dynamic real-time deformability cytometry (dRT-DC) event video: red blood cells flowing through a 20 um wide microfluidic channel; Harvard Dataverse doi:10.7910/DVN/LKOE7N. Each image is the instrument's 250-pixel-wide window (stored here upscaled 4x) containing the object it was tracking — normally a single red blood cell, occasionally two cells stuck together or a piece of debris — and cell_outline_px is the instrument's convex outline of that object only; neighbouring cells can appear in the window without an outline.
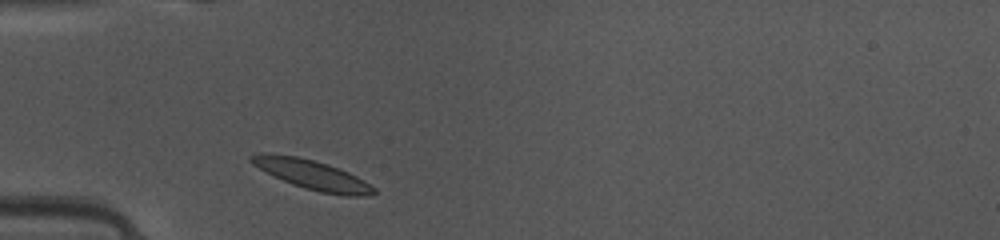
{"species": "common noctule bat (a hibernating species)", "species_latin": "Nyctalus noctula", "temperature_condition": "warm", "stored_images_in_passage": 36, "camera_frame_rate_fps": 3000, "um_per_image_px": 0.085, "animal": {"sex": "female", "body_mass_g": 10.0, "forearm_length_mm": 53.1}, "frame": {"image": 1, "passage_image": 2, "time_ms": 0.333, "image_size_px": [1000, 240], "cell_outline_px": [[376, 192], [372, 196], [344, 196], [320, 192], [292, 184], [252, 164], [248, 160], [248, 156], [260, 152], [264, 152], [296, 156], [328, 164], [348, 172], [364, 180], [376, 188]], "centroid_in_image_um": [26.56, 14.85], "position_along_channel_um": 58.4, "area_um2": 20.98}}
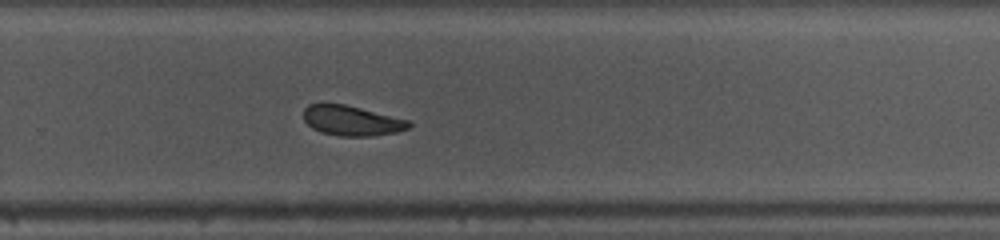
{"frame": {"image": 2, "passage_image": 20, "time_ms": 6.333, "image_size_px": [1000, 240], "cell_outline_px": [[412, 124], [408, 128], [396, 132], [372, 136], [340, 136], [320, 132], [312, 128], [304, 120], [304, 108], [308, 104], [344, 104], [408, 120]], "centroid_in_image_um": [29.87, 10.26], "position_along_channel_um": 299.9, "area_um2": 18.21}}
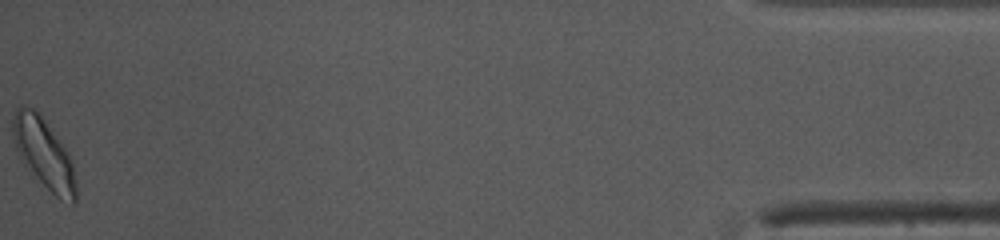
{"frame": {"image": 3, "passage_image": 36, "time_ms": 11.667, "image_size_px": [1000, 240], "cell_outline_px": [[76, 200], [72, 204], [60, 200], [36, 176], [16, 148], [12, 136], [12, 116], [16, 108], [20, 104], [32, 108], [44, 120], [60, 140], [68, 152], [72, 164], [76, 180]], "centroid_in_image_um": [3.74, 13.01], "position_along_channel_um": 431.5, "area_um2": 25.09}, "authors_computed_cell_mechanics": {"area_um2": 19.8254, "velocity_mm_per_s": 4.1202, "shape_relaxation_time_tau1_ms": 2.7461, "shape_relaxation_time_tau2_ms": 8.8853, "deformation_change_tau1": 0.1278, "deformation_change_tau2": 0.1299}}